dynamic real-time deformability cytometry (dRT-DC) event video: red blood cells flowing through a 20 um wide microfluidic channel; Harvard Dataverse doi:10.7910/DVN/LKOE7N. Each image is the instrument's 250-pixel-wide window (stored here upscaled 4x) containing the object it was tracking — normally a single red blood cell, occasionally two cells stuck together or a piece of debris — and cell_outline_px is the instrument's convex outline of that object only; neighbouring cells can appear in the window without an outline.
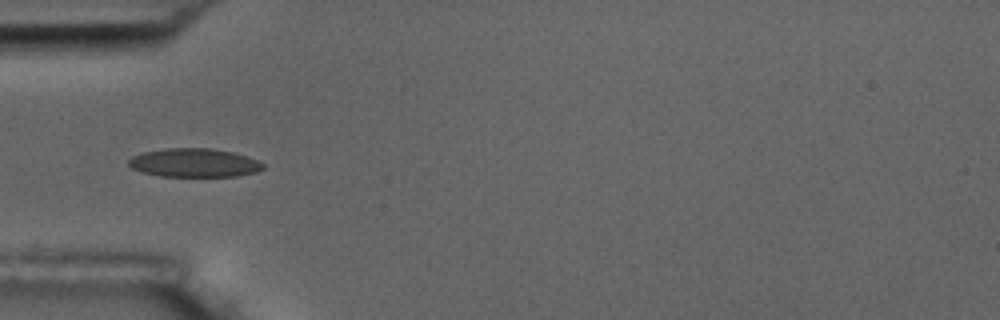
{"species": "common noctule bat (a hibernating species)", "species_latin": "Nyctalus noctula", "temperature_condition": "room temperature", "stored_images_in_passage": 7, "camera_frame_rate_fps": 3000, "um_per_image_px": 0.085, "animal": {"sex": "male", "body_mass_g": 17.5, "forearm_length_mm": 52.3}, "frame": {"image": 1, "passage_image": 5, "time_ms": 5.333, "image_size_px": [1000, 320], "cell_outline_px": [[264, 168], [256, 172], [236, 176], [160, 176], [144, 172], [132, 168], [128, 164], [128, 160], [132, 156], [144, 152], [164, 148], [212, 148], [232, 152], [256, 160], [264, 164]], "centroid_in_image_um": [16.49, 13.83], "position_along_channel_um": 68.5, "area_um2": 22.25}}